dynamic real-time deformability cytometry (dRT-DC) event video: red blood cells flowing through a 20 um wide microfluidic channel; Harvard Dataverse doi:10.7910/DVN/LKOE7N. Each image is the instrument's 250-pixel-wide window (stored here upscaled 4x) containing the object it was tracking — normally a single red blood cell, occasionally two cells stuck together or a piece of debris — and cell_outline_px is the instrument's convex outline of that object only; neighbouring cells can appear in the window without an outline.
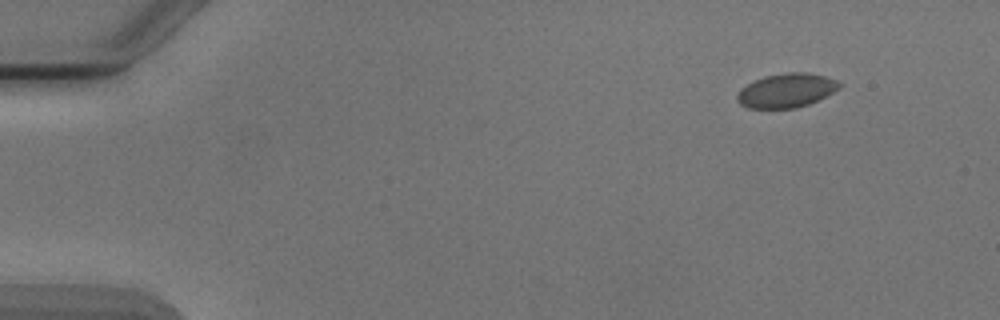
{"species": "Egyptian fruit bat (a non-hibernating species)", "species_latin": "Rousettus aegyptiacus", "temperature_condition": "cold", "stored_images_in_passage": 4, "camera_frame_rate_fps": 3000, "um_per_image_px": 0.085, "animal": {"sex": "male"}, "frame": {"image": 1, "passage_image": 1, "time_ms": 0.0, "image_size_px": [1000, 320], "cell_outline_px": [[844, 84], [840, 88], [808, 104], [796, 108], [748, 108], [740, 104], [736, 100], [736, 96], [748, 84], [764, 76], [788, 72], [804, 72], [824, 76], [836, 80]], "centroid_in_image_um": [66.86, 7.69], "position_along_channel_um": 18.1, "area_um2": 20.0}}
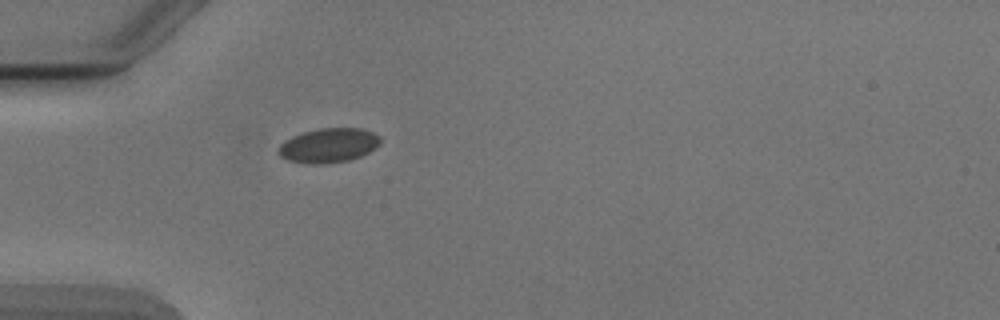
{"frame": {"image": 2, "passage_image": 4, "time_ms": 3.667, "image_size_px": [1000, 320], "cell_outline_px": [[380, 144], [376, 148], [360, 156], [348, 160], [324, 164], [308, 164], [288, 160], [280, 156], [280, 144], [284, 140], [292, 136], [304, 132], [320, 128], [360, 128], [372, 132], [380, 136]], "centroid_in_image_um": [27.94, 12.36], "position_along_channel_um": 57.1, "area_um2": 20.35}}